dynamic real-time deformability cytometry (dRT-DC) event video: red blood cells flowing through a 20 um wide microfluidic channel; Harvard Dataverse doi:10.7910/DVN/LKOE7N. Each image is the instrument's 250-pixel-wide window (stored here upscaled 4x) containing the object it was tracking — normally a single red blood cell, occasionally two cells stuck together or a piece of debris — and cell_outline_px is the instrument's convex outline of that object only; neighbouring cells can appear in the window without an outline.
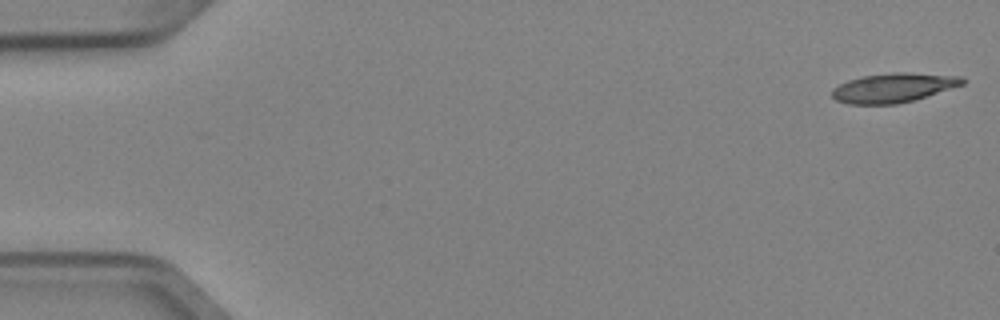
{"species": "Egyptian fruit bat (a non-hibernating species)", "species_latin": "Rousettus aegyptiacus", "temperature_condition": "cold", "stored_images_in_passage": 5, "camera_frame_rate_fps": 3000, "um_per_image_px": 0.085, "animal": {"sex": "female"}, "frame": {"image": 1, "passage_image": 1, "time_ms": 0.0, "image_size_px": [1000, 320], "cell_outline_px": [[964, 84], [912, 100], [896, 104], [848, 104], [836, 100], [832, 96], [832, 88], [848, 80], [864, 76], [892, 72], [908, 72], [964, 76]], "centroid_in_image_um": [75.93, 7.45], "position_along_channel_um": 9.1, "area_um2": 22.14}}